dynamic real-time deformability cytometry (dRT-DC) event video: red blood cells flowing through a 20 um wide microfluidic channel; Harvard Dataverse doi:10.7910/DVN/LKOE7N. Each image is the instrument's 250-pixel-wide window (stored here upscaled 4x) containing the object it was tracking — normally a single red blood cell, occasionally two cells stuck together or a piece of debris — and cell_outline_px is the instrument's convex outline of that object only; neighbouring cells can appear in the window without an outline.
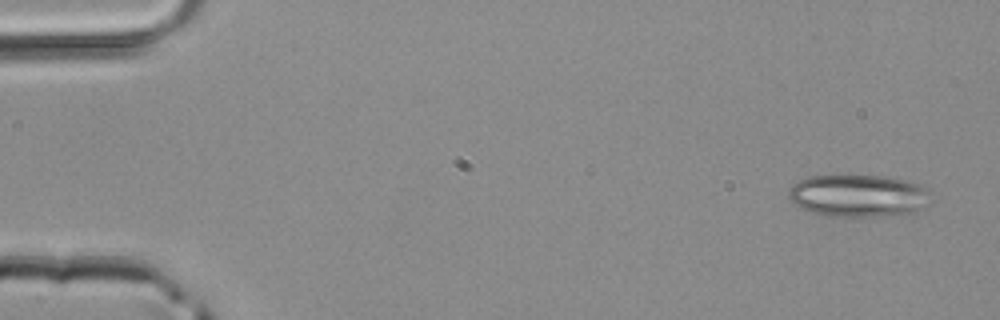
{"species": "common noctule bat (a hibernating species)", "species_latin": "Nyctalus noctula", "temperature_condition": "room temperature", "stored_images_in_passage": 5, "camera_frame_rate_fps": 3000, "um_per_image_px": 0.085, "animal": {"sex": "male", "body_mass_g": 20.4}, "frame": {"image": 1, "passage_image": 1, "time_ms": 0.0, "image_size_px": [1000, 320], "cell_outline_px": [[928, 204], [916, 212], [876, 216], [828, 216], [796, 208], [792, 204], [788, 196], [788, 188], [792, 184], [808, 176], [888, 176], [912, 180], [924, 184], [928, 192]], "centroid_in_image_um": [72.94, 16.62], "position_along_channel_um": 12.1, "area_um2": 35.55}}
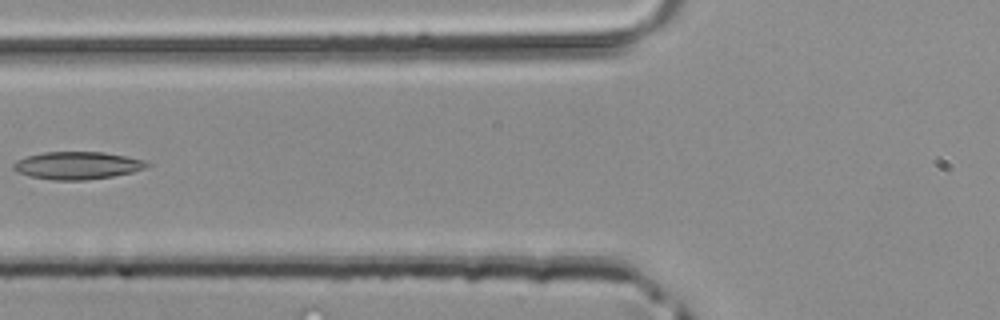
{"frame": {"image": 2, "passage_image": 5, "time_ms": 1.333, "image_size_px": [1000, 320], "cell_outline_px": [[152, 164], [144, 168], [132, 172], [112, 176], [88, 180], [52, 180], [28, 176], [16, 172], [12, 168], [12, 164], [16, 160], [28, 156], [44, 152], [104, 152], [148, 160]], "centroid_in_image_um": [6.57, 14.06], "position_along_channel_um": 119.2, "area_um2": 21.68}}